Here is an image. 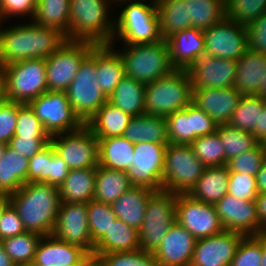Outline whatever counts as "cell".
Masks as SVG:
<instances>
[{
	"instance_id": "1",
	"label": "cell",
	"mask_w": 266,
	"mask_h": 266,
	"mask_svg": "<svg viewBox=\"0 0 266 266\" xmlns=\"http://www.w3.org/2000/svg\"><path fill=\"white\" fill-rule=\"evenodd\" d=\"M13 26L4 29L0 27L2 66L27 59H46L68 40L61 31L39 26L31 21Z\"/></svg>"
},
{
	"instance_id": "2",
	"label": "cell",
	"mask_w": 266,
	"mask_h": 266,
	"mask_svg": "<svg viewBox=\"0 0 266 266\" xmlns=\"http://www.w3.org/2000/svg\"><path fill=\"white\" fill-rule=\"evenodd\" d=\"M26 231L41 236L52 235L59 205V187L36 182L25 183L16 193L9 195Z\"/></svg>"
},
{
	"instance_id": "3",
	"label": "cell",
	"mask_w": 266,
	"mask_h": 266,
	"mask_svg": "<svg viewBox=\"0 0 266 266\" xmlns=\"http://www.w3.org/2000/svg\"><path fill=\"white\" fill-rule=\"evenodd\" d=\"M112 0H70L68 40L87 41L95 45H110L115 18L109 10Z\"/></svg>"
},
{
	"instance_id": "4",
	"label": "cell",
	"mask_w": 266,
	"mask_h": 266,
	"mask_svg": "<svg viewBox=\"0 0 266 266\" xmlns=\"http://www.w3.org/2000/svg\"><path fill=\"white\" fill-rule=\"evenodd\" d=\"M150 4L144 0H123V10L116 18L114 35L111 46L115 41L122 40L124 44H147L163 40L160 35L159 18L157 15L156 0ZM127 4V5H126ZM115 40V41H114Z\"/></svg>"
},
{
	"instance_id": "5",
	"label": "cell",
	"mask_w": 266,
	"mask_h": 266,
	"mask_svg": "<svg viewBox=\"0 0 266 266\" xmlns=\"http://www.w3.org/2000/svg\"><path fill=\"white\" fill-rule=\"evenodd\" d=\"M191 77L184 69L145 84V114L167 117L192 103Z\"/></svg>"
},
{
	"instance_id": "6",
	"label": "cell",
	"mask_w": 266,
	"mask_h": 266,
	"mask_svg": "<svg viewBox=\"0 0 266 266\" xmlns=\"http://www.w3.org/2000/svg\"><path fill=\"white\" fill-rule=\"evenodd\" d=\"M124 49L116 50L124 63L125 76L144 84L151 83L171 73L169 48L166 40L147 44H123Z\"/></svg>"
},
{
	"instance_id": "7",
	"label": "cell",
	"mask_w": 266,
	"mask_h": 266,
	"mask_svg": "<svg viewBox=\"0 0 266 266\" xmlns=\"http://www.w3.org/2000/svg\"><path fill=\"white\" fill-rule=\"evenodd\" d=\"M205 168L191 145L169 143L165 151L163 190L174 194H188Z\"/></svg>"
},
{
	"instance_id": "8",
	"label": "cell",
	"mask_w": 266,
	"mask_h": 266,
	"mask_svg": "<svg viewBox=\"0 0 266 266\" xmlns=\"http://www.w3.org/2000/svg\"><path fill=\"white\" fill-rule=\"evenodd\" d=\"M3 67L6 100L28 104L48 91L45 59H27Z\"/></svg>"
},
{
	"instance_id": "9",
	"label": "cell",
	"mask_w": 266,
	"mask_h": 266,
	"mask_svg": "<svg viewBox=\"0 0 266 266\" xmlns=\"http://www.w3.org/2000/svg\"><path fill=\"white\" fill-rule=\"evenodd\" d=\"M65 92L75 114L84 124L108 100L98 84L96 73V45L83 60L74 80Z\"/></svg>"
},
{
	"instance_id": "10",
	"label": "cell",
	"mask_w": 266,
	"mask_h": 266,
	"mask_svg": "<svg viewBox=\"0 0 266 266\" xmlns=\"http://www.w3.org/2000/svg\"><path fill=\"white\" fill-rule=\"evenodd\" d=\"M176 221V194L155 191L147 200L139 231L140 249L153 253Z\"/></svg>"
},
{
	"instance_id": "11",
	"label": "cell",
	"mask_w": 266,
	"mask_h": 266,
	"mask_svg": "<svg viewBox=\"0 0 266 266\" xmlns=\"http://www.w3.org/2000/svg\"><path fill=\"white\" fill-rule=\"evenodd\" d=\"M94 46L95 44L87 41L67 40L48 56L45 59L48 91L65 92Z\"/></svg>"
},
{
	"instance_id": "12",
	"label": "cell",
	"mask_w": 266,
	"mask_h": 266,
	"mask_svg": "<svg viewBox=\"0 0 266 266\" xmlns=\"http://www.w3.org/2000/svg\"><path fill=\"white\" fill-rule=\"evenodd\" d=\"M28 104L50 137L78 130L85 125L75 114L66 92L47 91Z\"/></svg>"
},
{
	"instance_id": "13",
	"label": "cell",
	"mask_w": 266,
	"mask_h": 266,
	"mask_svg": "<svg viewBox=\"0 0 266 266\" xmlns=\"http://www.w3.org/2000/svg\"><path fill=\"white\" fill-rule=\"evenodd\" d=\"M50 142L70 170L97 168L98 139L86 125L75 131L53 135Z\"/></svg>"
},
{
	"instance_id": "14",
	"label": "cell",
	"mask_w": 266,
	"mask_h": 266,
	"mask_svg": "<svg viewBox=\"0 0 266 266\" xmlns=\"http://www.w3.org/2000/svg\"><path fill=\"white\" fill-rule=\"evenodd\" d=\"M167 144L142 142L134 145L132 166L126 171L132 186L163 190V172Z\"/></svg>"
},
{
	"instance_id": "15",
	"label": "cell",
	"mask_w": 266,
	"mask_h": 266,
	"mask_svg": "<svg viewBox=\"0 0 266 266\" xmlns=\"http://www.w3.org/2000/svg\"><path fill=\"white\" fill-rule=\"evenodd\" d=\"M176 221L196 240L225 230L215 205L195 200L189 194H176Z\"/></svg>"
},
{
	"instance_id": "16",
	"label": "cell",
	"mask_w": 266,
	"mask_h": 266,
	"mask_svg": "<svg viewBox=\"0 0 266 266\" xmlns=\"http://www.w3.org/2000/svg\"><path fill=\"white\" fill-rule=\"evenodd\" d=\"M184 70L193 88H228L235 81L237 60L213 57L204 50Z\"/></svg>"
},
{
	"instance_id": "17",
	"label": "cell",
	"mask_w": 266,
	"mask_h": 266,
	"mask_svg": "<svg viewBox=\"0 0 266 266\" xmlns=\"http://www.w3.org/2000/svg\"><path fill=\"white\" fill-rule=\"evenodd\" d=\"M205 51L213 57L238 60L248 49L247 28L229 18L203 30Z\"/></svg>"
},
{
	"instance_id": "18",
	"label": "cell",
	"mask_w": 266,
	"mask_h": 266,
	"mask_svg": "<svg viewBox=\"0 0 266 266\" xmlns=\"http://www.w3.org/2000/svg\"><path fill=\"white\" fill-rule=\"evenodd\" d=\"M52 235L69 244L93 252L94 242L88 225L87 203L60 202L56 225Z\"/></svg>"
},
{
	"instance_id": "19",
	"label": "cell",
	"mask_w": 266,
	"mask_h": 266,
	"mask_svg": "<svg viewBox=\"0 0 266 266\" xmlns=\"http://www.w3.org/2000/svg\"><path fill=\"white\" fill-rule=\"evenodd\" d=\"M243 234L224 230L197 239L190 266H230Z\"/></svg>"
},
{
	"instance_id": "20",
	"label": "cell",
	"mask_w": 266,
	"mask_h": 266,
	"mask_svg": "<svg viewBox=\"0 0 266 266\" xmlns=\"http://www.w3.org/2000/svg\"><path fill=\"white\" fill-rule=\"evenodd\" d=\"M216 211L225 230L244 236L259 235V220L255 200L225 194L216 204Z\"/></svg>"
},
{
	"instance_id": "21",
	"label": "cell",
	"mask_w": 266,
	"mask_h": 266,
	"mask_svg": "<svg viewBox=\"0 0 266 266\" xmlns=\"http://www.w3.org/2000/svg\"><path fill=\"white\" fill-rule=\"evenodd\" d=\"M242 95L233 87L193 88L192 103L207 113L218 125L228 124Z\"/></svg>"
},
{
	"instance_id": "22",
	"label": "cell",
	"mask_w": 266,
	"mask_h": 266,
	"mask_svg": "<svg viewBox=\"0 0 266 266\" xmlns=\"http://www.w3.org/2000/svg\"><path fill=\"white\" fill-rule=\"evenodd\" d=\"M196 239L177 221L153 252L158 266H190Z\"/></svg>"
},
{
	"instance_id": "23",
	"label": "cell",
	"mask_w": 266,
	"mask_h": 266,
	"mask_svg": "<svg viewBox=\"0 0 266 266\" xmlns=\"http://www.w3.org/2000/svg\"><path fill=\"white\" fill-rule=\"evenodd\" d=\"M88 252L80 246L63 242L53 235L42 236L37 246L33 266H74Z\"/></svg>"
},
{
	"instance_id": "24",
	"label": "cell",
	"mask_w": 266,
	"mask_h": 266,
	"mask_svg": "<svg viewBox=\"0 0 266 266\" xmlns=\"http://www.w3.org/2000/svg\"><path fill=\"white\" fill-rule=\"evenodd\" d=\"M266 73V55L247 49L237 60V72L233 87L242 95H259Z\"/></svg>"
},
{
	"instance_id": "25",
	"label": "cell",
	"mask_w": 266,
	"mask_h": 266,
	"mask_svg": "<svg viewBox=\"0 0 266 266\" xmlns=\"http://www.w3.org/2000/svg\"><path fill=\"white\" fill-rule=\"evenodd\" d=\"M166 41L170 62L175 69H185L194 57L205 50L203 31L193 27L174 33Z\"/></svg>"
},
{
	"instance_id": "26",
	"label": "cell",
	"mask_w": 266,
	"mask_h": 266,
	"mask_svg": "<svg viewBox=\"0 0 266 266\" xmlns=\"http://www.w3.org/2000/svg\"><path fill=\"white\" fill-rule=\"evenodd\" d=\"M154 192L150 188L132 186L111 204V208L119 220L139 230L144 220L147 200Z\"/></svg>"
},
{
	"instance_id": "27",
	"label": "cell",
	"mask_w": 266,
	"mask_h": 266,
	"mask_svg": "<svg viewBox=\"0 0 266 266\" xmlns=\"http://www.w3.org/2000/svg\"><path fill=\"white\" fill-rule=\"evenodd\" d=\"M111 45H96V73L98 84L109 98L117 84L125 77L124 63Z\"/></svg>"
},
{
	"instance_id": "28",
	"label": "cell",
	"mask_w": 266,
	"mask_h": 266,
	"mask_svg": "<svg viewBox=\"0 0 266 266\" xmlns=\"http://www.w3.org/2000/svg\"><path fill=\"white\" fill-rule=\"evenodd\" d=\"M133 116L106 101L85 124L96 138L123 136Z\"/></svg>"
},
{
	"instance_id": "29",
	"label": "cell",
	"mask_w": 266,
	"mask_h": 266,
	"mask_svg": "<svg viewBox=\"0 0 266 266\" xmlns=\"http://www.w3.org/2000/svg\"><path fill=\"white\" fill-rule=\"evenodd\" d=\"M140 249L139 231L118 218L94 244L96 254L130 252Z\"/></svg>"
},
{
	"instance_id": "30",
	"label": "cell",
	"mask_w": 266,
	"mask_h": 266,
	"mask_svg": "<svg viewBox=\"0 0 266 266\" xmlns=\"http://www.w3.org/2000/svg\"><path fill=\"white\" fill-rule=\"evenodd\" d=\"M229 174L227 165L206 167L188 194L195 200L215 205L228 193Z\"/></svg>"
},
{
	"instance_id": "31",
	"label": "cell",
	"mask_w": 266,
	"mask_h": 266,
	"mask_svg": "<svg viewBox=\"0 0 266 266\" xmlns=\"http://www.w3.org/2000/svg\"><path fill=\"white\" fill-rule=\"evenodd\" d=\"M123 136L133 144L153 142L169 144L166 118L143 114L134 116L125 129Z\"/></svg>"
},
{
	"instance_id": "32",
	"label": "cell",
	"mask_w": 266,
	"mask_h": 266,
	"mask_svg": "<svg viewBox=\"0 0 266 266\" xmlns=\"http://www.w3.org/2000/svg\"><path fill=\"white\" fill-rule=\"evenodd\" d=\"M97 139L99 166L123 172L132 166L135 144L124 136Z\"/></svg>"
},
{
	"instance_id": "33",
	"label": "cell",
	"mask_w": 266,
	"mask_h": 266,
	"mask_svg": "<svg viewBox=\"0 0 266 266\" xmlns=\"http://www.w3.org/2000/svg\"><path fill=\"white\" fill-rule=\"evenodd\" d=\"M96 168L72 169L59 187L60 201L88 203L93 200Z\"/></svg>"
},
{
	"instance_id": "34",
	"label": "cell",
	"mask_w": 266,
	"mask_h": 266,
	"mask_svg": "<svg viewBox=\"0 0 266 266\" xmlns=\"http://www.w3.org/2000/svg\"><path fill=\"white\" fill-rule=\"evenodd\" d=\"M29 159L7 146L0 160V194L16 193L28 182Z\"/></svg>"
},
{
	"instance_id": "35",
	"label": "cell",
	"mask_w": 266,
	"mask_h": 266,
	"mask_svg": "<svg viewBox=\"0 0 266 266\" xmlns=\"http://www.w3.org/2000/svg\"><path fill=\"white\" fill-rule=\"evenodd\" d=\"M123 112L131 116L145 114V84L131 77H123L108 98Z\"/></svg>"
},
{
	"instance_id": "36",
	"label": "cell",
	"mask_w": 266,
	"mask_h": 266,
	"mask_svg": "<svg viewBox=\"0 0 266 266\" xmlns=\"http://www.w3.org/2000/svg\"><path fill=\"white\" fill-rule=\"evenodd\" d=\"M96 172L93 200L99 203L111 205L132 187L126 172L107 169L99 165L96 168Z\"/></svg>"
},
{
	"instance_id": "37",
	"label": "cell",
	"mask_w": 266,
	"mask_h": 266,
	"mask_svg": "<svg viewBox=\"0 0 266 266\" xmlns=\"http://www.w3.org/2000/svg\"><path fill=\"white\" fill-rule=\"evenodd\" d=\"M160 35L163 40L176 32L191 28L184 0H156Z\"/></svg>"
},
{
	"instance_id": "38",
	"label": "cell",
	"mask_w": 266,
	"mask_h": 266,
	"mask_svg": "<svg viewBox=\"0 0 266 266\" xmlns=\"http://www.w3.org/2000/svg\"><path fill=\"white\" fill-rule=\"evenodd\" d=\"M33 23L55 28L68 39L70 0H37Z\"/></svg>"
},
{
	"instance_id": "39",
	"label": "cell",
	"mask_w": 266,
	"mask_h": 266,
	"mask_svg": "<svg viewBox=\"0 0 266 266\" xmlns=\"http://www.w3.org/2000/svg\"><path fill=\"white\" fill-rule=\"evenodd\" d=\"M193 28L206 30L226 17L223 0H184Z\"/></svg>"
},
{
	"instance_id": "40",
	"label": "cell",
	"mask_w": 266,
	"mask_h": 266,
	"mask_svg": "<svg viewBox=\"0 0 266 266\" xmlns=\"http://www.w3.org/2000/svg\"><path fill=\"white\" fill-rule=\"evenodd\" d=\"M216 133L224 145L225 165L233 157L256 148L261 142L251 132L242 131L229 124H220L217 126Z\"/></svg>"
},
{
	"instance_id": "41",
	"label": "cell",
	"mask_w": 266,
	"mask_h": 266,
	"mask_svg": "<svg viewBox=\"0 0 266 266\" xmlns=\"http://www.w3.org/2000/svg\"><path fill=\"white\" fill-rule=\"evenodd\" d=\"M265 104L266 99L259 95L242 96L228 124L254 134V127L259 125L260 114Z\"/></svg>"
},
{
	"instance_id": "42",
	"label": "cell",
	"mask_w": 266,
	"mask_h": 266,
	"mask_svg": "<svg viewBox=\"0 0 266 266\" xmlns=\"http://www.w3.org/2000/svg\"><path fill=\"white\" fill-rule=\"evenodd\" d=\"M41 235L26 231L23 234L1 240L4 251L15 265L33 263Z\"/></svg>"
},
{
	"instance_id": "43",
	"label": "cell",
	"mask_w": 266,
	"mask_h": 266,
	"mask_svg": "<svg viewBox=\"0 0 266 266\" xmlns=\"http://www.w3.org/2000/svg\"><path fill=\"white\" fill-rule=\"evenodd\" d=\"M190 145L195 155L206 167L225 165L224 145L216 132L210 135L200 136Z\"/></svg>"
},
{
	"instance_id": "44",
	"label": "cell",
	"mask_w": 266,
	"mask_h": 266,
	"mask_svg": "<svg viewBox=\"0 0 266 266\" xmlns=\"http://www.w3.org/2000/svg\"><path fill=\"white\" fill-rule=\"evenodd\" d=\"M165 118L170 143L190 145L193 142L191 104Z\"/></svg>"
},
{
	"instance_id": "45",
	"label": "cell",
	"mask_w": 266,
	"mask_h": 266,
	"mask_svg": "<svg viewBox=\"0 0 266 266\" xmlns=\"http://www.w3.org/2000/svg\"><path fill=\"white\" fill-rule=\"evenodd\" d=\"M226 18L242 25H249L266 12V0H227Z\"/></svg>"
},
{
	"instance_id": "46",
	"label": "cell",
	"mask_w": 266,
	"mask_h": 266,
	"mask_svg": "<svg viewBox=\"0 0 266 266\" xmlns=\"http://www.w3.org/2000/svg\"><path fill=\"white\" fill-rule=\"evenodd\" d=\"M88 225L91 238L96 243L117 218L110 204L91 200L87 203Z\"/></svg>"
},
{
	"instance_id": "47",
	"label": "cell",
	"mask_w": 266,
	"mask_h": 266,
	"mask_svg": "<svg viewBox=\"0 0 266 266\" xmlns=\"http://www.w3.org/2000/svg\"><path fill=\"white\" fill-rule=\"evenodd\" d=\"M100 266H158L151 252L141 249L130 252L97 254Z\"/></svg>"
},
{
	"instance_id": "48",
	"label": "cell",
	"mask_w": 266,
	"mask_h": 266,
	"mask_svg": "<svg viewBox=\"0 0 266 266\" xmlns=\"http://www.w3.org/2000/svg\"><path fill=\"white\" fill-rule=\"evenodd\" d=\"M262 234L244 236L240 241L230 266H261Z\"/></svg>"
},
{
	"instance_id": "49",
	"label": "cell",
	"mask_w": 266,
	"mask_h": 266,
	"mask_svg": "<svg viewBox=\"0 0 266 266\" xmlns=\"http://www.w3.org/2000/svg\"><path fill=\"white\" fill-rule=\"evenodd\" d=\"M265 149L262 143L256 148L247 150L227 162L229 172L256 176L265 161Z\"/></svg>"
},
{
	"instance_id": "50",
	"label": "cell",
	"mask_w": 266,
	"mask_h": 266,
	"mask_svg": "<svg viewBox=\"0 0 266 266\" xmlns=\"http://www.w3.org/2000/svg\"><path fill=\"white\" fill-rule=\"evenodd\" d=\"M14 136L50 137L30 105L22 103H18V120Z\"/></svg>"
},
{
	"instance_id": "51",
	"label": "cell",
	"mask_w": 266,
	"mask_h": 266,
	"mask_svg": "<svg viewBox=\"0 0 266 266\" xmlns=\"http://www.w3.org/2000/svg\"><path fill=\"white\" fill-rule=\"evenodd\" d=\"M228 193L239 199L255 200L258 195L256 176L230 172Z\"/></svg>"
},
{
	"instance_id": "52",
	"label": "cell",
	"mask_w": 266,
	"mask_h": 266,
	"mask_svg": "<svg viewBox=\"0 0 266 266\" xmlns=\"http://www.w3.org/2000/svg\"><path fill=\"white\" fill-rule=\"evenodd\" d=\"M18 120V102H0V142L9 143L14 136Z\"/></svg>"
},
{
	"instance_id": "53",
	"label": "cell",
	"mask_w": 266,
	"mask_h": 266,
	"mask_svg": "<svg viewBox=\"0 0 266 266\" xmlns=\"http://www.w3.org/2000/svg\"><path fill=\"white\" fill-rule=\"evenodd\" d=\"M50 161V142L29 159L28 182L47 184V167Z\"/></svg>"
},
{
	"instance_id": "54",
	"label": "cell",
	"mask_w": 266,
	"mask_h": 266,
	"mask_svg": "<svg viewBox=\"0 0 266 266\" xmlns=\"http://www.w3.org/2000/svg\"><path fill=\"white\" fill-rule=\"evenodd\" d=\"M37 0H1L0 2V24L14 17L28 16L33 18L36 10ZM11 17V18H10ZM4 19V20H3Z\"/></svg>"
},
{
	"instance_id": "55",
	"label": "cell",
	"mask_w": 266,
	"mask_h": 266,
	"mask_svg": "<svg viewBox=\"0 0 266 266\" xmlns=\"http://www.w3.org/2000/svg\"><path fill=\"white\" fill-rule=\"evenodd\" d=\"M246 28L248 49L266 55V12Z\"/></svg>"
},
{
	"instance_id": "56",
	"label": "cell",
	"mask_w": 266,
	"mask_h": 266,
	"mask_svg": "<svg viewBox=\"0 0 266 266\" xmlns=\"http://www.w3.org/2000/svg\"><path fill=\"white\" fill-rule=\"evenodd\" d=\"M17 210L9 203L3 211L0 219V240L25 233Z\"/></svg>"
},
{
	"instance_id": "57",
	"label": "cell",
	"mask_w": 266,
	"mask_h": 266,
	"mask_svg": "<svg viewBox=\"0 0 266 266\" xmlns=\"http://www.w3.org/2000/svg\"><path fill=\"white\" fill-rule=\"evenodd\" d=\"M50 142V137H18L13 136L8 146L30 159Z\"/></svg>"
},
{
	"instance_id": "58",
	"label": "cell",
	"mask_w": 266,
	"mask_h": 266,
	"mask_svg": "<svg viewBox=\"0 0 266 266\" xmlns=\"http://www.w3.org/2000/svg\"><path fill=\"white\" fill-rule=\"evenodd\" d=\"M69 167L56 153L50 142V161L47 167V184L60 187L69 174Z\"/></svg>"
},
{
	"instance_id": "59",
	"label": "cell",
	"mask_w": 266,
	"mask_h": 266,
	"mask_svg": "<svg viewBox=\"0 0 266 266\" xmlns=\"http://www.w3.org/2000/svg\"><path fill=\"white\" fill-rule=\"evenodd\" d=\"M191 117L193 124V141L205 135L216 132L218 124L203 110L191 103Z\"/></svg>"
},
{
	"instance_id": "60",
	"label": "cell",
	"mask_w": 266,
	"mask_h": 266,
	"mask_svg": "<svg viewBox=\"0 0 266 266\" xmlns=\"http://www.w3.org/2000/svg\"><path fill=\"white\" fill-rule=\"evenodd\" d=\"M255 203L260 235L266 233V192L258 193Z\"/></svg>"
},
{
	"instance_id": "61",
	"label": "cell",
	"mask_w": 266,
	"mask_h": 266,
	"mask_svg": "<svg viewBox=\"0 0 266 266\" xmlns=\"http://www.w3.org/2000/svg\"><path fill=\"white\" fill-rule=\"evenodd\" d=\"M254 135L260 142L266 138V104L260 114L259 125L254 127Z\"/></svg>"
},
{
	"instance_id": "62",
	"label": "cell",
	"mask_w": 266,
	"mask_h": 266,
	"mask_svg": "<svg viewBox=\"0 0 266 266\" xmlns=\"http://www.w3.org/2000/svg\"><path fill=\"white\" fill-rule=\"evenodd\" d=\"M256 185L259 193L266 192V160L256 174Z\"/></svg>"
},
{
	"instance_id": "63",
	"label": "cell",
	"mask_w": 266,
	"mask_h": 266,
	"mask_svg": "<svg viewBox=\"0 0 266 266\" xmlns=\"http://www.w3.org/2000/svg\"><path fill=\"white\" fill-rule=\"evenodd\" d=\"M74 266H100V262L97 254L90 252Z\"/></svg>"
},
{
	"instance_id": "64",
	"label": "cell",
	"mask_w": 266,
	"mask_h": 266,
	"mask_svg": "<svg viewBox=\"0 0 266 266\" xmlns=\"http://www.w3.org/2000/svg\"><path fill=\"white\" fill-rule=\"evenodd\" d=\"M11 258L4 251L2 242L0 240V266H14Z\"/></svg>"
},
{
	"instance_id": "65",
	"label": "cell",
	"mask_w": 266,
	"mask_h": 266,
	"mask_svg": "<svg viewBox=\"0 0 266 266\" xmlns=\"http://www.w3.org/2000/svg\"><path fill=\"white\" fill-rule=\"evenodd\" d=\"M6 99L5 96V75L4 67L0 64V102Z\"/></svg>"
},
{
	"instance_id": "66",
	"label": "cell",
	"mask_w": 266,
	"mask_h": 266,
	"mask_svg": "<svg viewBox=\"0 0 266 266\" xmlns=\"http://www.w3.org/2000/svg\"><path fill=\"white\" fill-rule=\"evenodd\" d=\"M10 203L9 196L0 194V219L3 214L4 208Z\"/></svg>"
},
{
	"instance_id": "67",
	"label": "cell",
	"mask_w": 266,
	"mask_h": 266,
	"mask_svg": "<svg viewBox=\"0 0 266 266\" xmlns=\"http://www.w3.org/2000/svg\"><path fill=\"white\" fill-rule=\"evenodd\" d=\"M261 266H266V233L262 234V262Z\"/></svg>"
},
{
	"instance_id": "68",
	"label": "cell",
	"mask_w": 266,
	"mask_h": 266,
	"mask_svg": "<svg viewBox=\"0 0 266 266\" xmlns=\"http://www.w3.org/2000/svg\"><path fill=\"white\" fill-rule=\"evenodd\" d=\"M259 96L266 99V73H265V78L261 82V88L259 91Z\"/></svg>"
},
{
	"instance_id": "69",
	"label": "cell",
	"mask_w": 266,
	"mask_h": 266,
	"mask_svg": "<svg viewBox=\"0 0 266 266\" xmlns=\"http://www.w3.org/2000/svg\"><path fill=\"white\" fill-rule=\"evenodd\" d=\"M8 144L4 143V142H0V160L2 159V157L4 156V152L7 148Z\"/></svg>"
},
{
	"instance_id": "70",
	"label": "cell",
	"mask_w": 266,
	"mask_h": 266,
	"mask_svg": "<svg viewBox=\"0 0 266 266\" xmlns=\"http://www.w3.org/2000/svg\"><path fill=\"white\" fill-rule=\"evenodd\" d=\"M14 266H33V264H18V265H14Z\"/></svg>"
},
{
	"instance_id": "71",
	"label": "cell",
	"mask_w": 266,
	"mask_h": 266,
	"mask_svg": "<svg viewBox=\"0 0 266 266\" xmlns=\"http://www.w3.org/2000/svg\"><path fill=\"white\" fill-rule=\"evenodd\" d=\"M113 1V3H114V5L116 4V3H118L119 1H123V0H112ZM147 1V0H146Z\"/></svg>"
},
{
	"instance_id": "72",
	"label": "cell",
	"mask_w": 266,
	"mask_h": 266,
	"mask_svg": "<svg viewBox=\"0 0 266 266\" xmlns=\"http://www.w3.org/2000/svg\"><path fill=\"white\" fill-rule=\"evenodd\" d=\"M261 143L263 146H266V138Z\"/></svg>"
},
{
	"instance_id": "73",
	"label": "cell",
	"mask_w": 266,
	"mask_h": 266,
	"mask_svg": "<svg viewBox=\"0 0 266 266\" xmlns=\"http://www.w3.org/2000/svg\"><path fill=\"white\" fill-rule=\"evenodd\" d=\"M263 148L265 149V159H266V146H263Z\"/></svg>"
}]
</instances>
